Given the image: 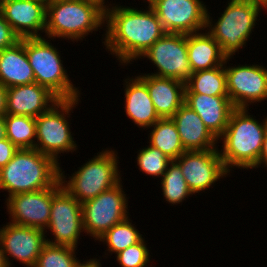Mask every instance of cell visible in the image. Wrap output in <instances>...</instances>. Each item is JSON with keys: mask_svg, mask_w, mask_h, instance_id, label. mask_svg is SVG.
Masks as SVG:
<instances>
[{"mask_svg": "<svg viewBox=\"0 0 267 267\" xmlns=\"http://www.w3.org/2000/svg\"><path fill=\"white\" fill-rule=\"evenodd\" d=\"M111 4L105 8L103 48L123 67L138 60L158 39L166 34L156 13L150 6Z\"/></svg>", "mask_w": 267, "mask_h": 267, "instance_id": "cell-1", "label": "cell"}, {"mask_svg": "<svg viewBox=\"0 0 267 267\" xmlns=\"http://www.w3.org/2000/svg\"><path fill=\"white\" fill-rule=\"evenodd\" d=\"M249 108H235L231 113L227 127L218 139L220 157L226 170L257 169L264 136L267 130V116L259 121L250 115Z\"/></svg>", "mask_w": 267, "mask_h": 267, "instance_id": "cell-2", "label": "cell"}, {"mask_svg": "<svg viewBox=\"0 0 267 267\" xmlns=\"http://www.w3.org/2000/svg\"><path fill=\"white\" fill-rule=\"evenodd\" d=\"M102 26V27H101ZM105 27V7L94 0H58L46 4L44 37L80 43ZM91 33V34H90Z\"/></svg>", "mask_w": 267, "mask_h": 267, "instance_id": "cell-3", "label": "cell"}, {"mask_svg": "<svg viewBox=\"0 0 267 267\" xmlns=\"http://www.w3.org/2000/svg\"><path fill=\"white\" fill-rule=\"evenodd\" d=\"M220 17L213 21L212 13L207 11L205 30L221 46L227 57H233L247 42L259 21L262 9L267 10L263 0H228ZM240 49V50H239Z\"/></svg>", "mask_w": 267, "mask_h": 267, "instance_id": "cell-4", "label": "cell"}, {"mask_svg": "<svg viewBox=\"0 0 267 267\" xmlns=\"http://www.w3.org/2000/svg\"><path fill=\"white\" fill-rule=\"evenodd\" d=\"M59 180L60 164L35 148L19 149L0 169V190L6 191L8 197L47 189Z\"/></svg>", "mask_w": 267, "mask_h": 267, "instance_id": "cell-5", "label": "cell"}, {"mask_svg": "<svg viewBox=\"0 0 267 267\" xmlns=\"http://www.w3.org/2000/svg\"><path fill=\"white\" fill-rule=\"evenodd\" d=\"M119 163L118 152L111 147L105 148L78 167L68 178L60 164V182L71 196L83 203L122 181Z\"/></svg>", "mask_w": 267, "mask_h": 267, "instance_id": "cell-6", "label": "cell"}, {"mask_svg": "<svg viewBox=\"0 0 267 267\" xmlns=\"http://www.w3.org/2000/svg\"><path fill=\"white\" fill-rule=\"evenodd\" d=\"M50 41L46 37L25 38L26 54L35 82L46 87L59 100L80 98L81 88L71 82L60 50Z\"/></svg>", "mask_w": 267, "mask_h": 267, "instance_id": "cell-7", "label": "cell"}, {"mask_svg": "<svg viewBox=\"0 0 267 267\" xmlns=\"http://www.w3.org/2000/svg\"><path fill=\"white\" fill-rule=\"evenodd\" d=\"M79 102L81 103L80 98L59 100L47 112L35 118V149L52 157L58 164L61 163L59 158L62 154L65 152L73 154L78 150L79 145L74 140L69 117Z\"/></svg>", "mask_w": 267, "mask_h": 267, "instance_id": "cell-8", "label": "cell"}, {"mask_svg": "<svg viewBox=\"0 0 267 267\" xmlns=\"http://www.w3.org/2000/svg\"><path fill=\"white\" fill-rule=\"evenodd\" d=\"M122 183L121 181L113 188L82 203L84 233L95 242L115 224L131 216L128 210L129 198Z\"/></svg>", "mask_w": 267, "mask_h": 267, "instance_id": "cell-9", "label": "cell"}, {"mask_svg": "<svg viewBox=\"0 0 267 267\" xmlns=\"http://www.w3.org/2000/svg\"><path fill=\"white\" fill-rule=\"evenodd\" d=\"M48 230V231H47ZM49 231L51 239L49 236ZM46 243L78 248L83 233L82 203H79L63 187L60 180L53 186L51 215L45 229ZM48 232V233H47Z\"/></svg>", "mask_w": 267, "mask_h": 267, "instance_id": "cell-10", "label": "cell"}, {"mask_svg": "<svg viewBox=\"0 0 267 267\" xmlns=\"http://www.w3.org/2000/svg\"><path fill=\"white\" fill-rule=\"evenodd\" d=\"M150 60L156 72L147 73L157 77L172 78L186 83L191 75L187 52V35L166 33L139 58Z\"/></svg>", "mask_w": 267, "mask_h": 267, "instance_id": "cell-11", "label": "cell"}, {"mask_svg": "<svg viewBox=\"0 0 267 267\" xmlns=\"http://www.w3.org/2000/svg\"><path fill=\"white\" fill-rule=\"evenodd\" d=\"M225 60L227 93L235 108H249L257 102L267 101V68L265 65L238 64L230 66ZM227 64L229 66H227Z\"/></svg>", "mask_w": 267, "mask_h": 267, "instance_id": "cell-12", "label": "cell"}, {"mask_svg": "<svg viewBox=\"0 0 267 267\" xmlns=\"http://www.w3.org/2000/svg\"><path fill=\"white\" fill-rule=\"evenodd\" d=\"M150 7L166 33L187 35L206 28L209 7L203 0H155Z\"/></svg>", "mask_w": 267, "mask_h": 267, "instance_id": "cell-13", "label": "cell"}, {"mask_svg": "<svg viewBox=\"0 0 267 267\" xmlns=\"http://www.w3.org/2000/svg\"><path fill=\"white\" fill-rule=\"evenodd\" d=\"M175 161L179 164L185 181L194 195L209 190L216 182L230 176L220 157L219 148L185 151Z\"/></svg>", "mask_w": 267, "mask_h": 267, "instance_id": "cell-14", "label": "cell"}, {"mask_svg": "<svg viewBox=\"0 0 267 267\" xmlns=\"http://www.w3.org/2000/svg\"><path fill=\"white\" fill-rule=\"evenodd\" d=\"M1 226L3 227H0V245L7 265L14 267L15 260L24 267H35L38 256L46 244L44 230L17 225L10 221Z\"/></svg>", "mask_w": 267, "mask_h": 267, "instance_id": "cell-15", "label": "cell"}, {"mask_svg": "<svg viewBox=\"0 0 267 267\" xmlns=\"http://www.w3.org/2000/svg\"><path fill=\"white\" fill-rule=\"evenodd\" d=\"M10 222L45 231L51 215L53 187L5 198Z\"/></svg>", "mask_w": 267, "mask_h": 267, "instance_id": "cell-16", "label": "cell"}, {"mask_svg": "<svg viewBox=\"0 0 267 267\" xmlns=\"http://www.w3.org/2000/svg\"><path fill=\"white\" fill-rule=\"evenodd\" d=\"M46 4L40 0H0V12L20 38L43 37Z\"/></svg>", "mask_w": 267, "mask_h": 267, "instance_id": "cell-17", "label": "cell"}, {"mask_svg": "<svg viewBox=\"0 0 267 267\" xmlns=\"http://www.w3.org/2000/svg\"><path fill=\"white\" fill-rule=\"evenodd\" d=\"M59 99L46 87L34 82L7 88L6 114L37 118Z\"/></svg>", "mask_w": 267, "mask_h": 267, "instance_id": "cell-18", "label": "cell"}, {"mask_svg": "<svg viewBox=\"0 0 267 267\" xmlns=\"http://www.w3.org/2000/svg\"><path fill=\"white\" fill-rule=\"evenodd\" d=\"M184 103L200 116L206 128L217 139L224 133L235 109L228 96L185 93Z\"/></svg>", "mask_w": 267, "mask_h": 267, "instance_id": "cell-19", "label": "cell"}, {"mask_svg": "<svg viewBox=\"0 0 267 267\" xmlns=\"http://www.w3.org/2000/svg\"><path fill=\"white\" fill-rule=\"evenodd\" d=\"M186 151L217 149L218 139L206 128L200 116L183 104L171 117Z\"/></svg>", "mask_w": 267, "mask_h": 267, "instance_id": "cell-20", "label": "cell"}, {"mask_svg": "<svg viewBox=\"0 0 267 267\" xmlns=\"http://www.w3.org/2000/svg\"><path fill=\"white\" fill-rule=\"evenodd\" d=\"M137 75L146 85L156 113L160 118H171L184 104L185 83L146 73Z\"/></svg>", "mask_w": 267, "mask_h": 267, "instance_id": "cell-21", "label": "cell"}, {"mask_svg": "<svg viewBox=\"0 0 267 267\" xmlns=\"http://www.w3.org/2000/svg\"><path fill=\"white\" fill-rule=\"evenodd\" d=\"M124 112L139 128L148 130L160 119L150 98L147 85L138 77L127 76L124 80Z\"/></svg>", "mask_w": 267, "mask_h": 267, "instance_id": "cell-22", "label": "cell"}, {"mask_svg": "<svg viewBox=\"0 0 267 267\" xmlns=\"http://www.w3.org/2000/svg\"><path fill=\"white\" fill-rule=\"evenodd\" d=\"M34 82V73L26 54L25 38H21L13 47L0 51V83L4 87Z\"/></svg>", "mask_w": 267, "mask_h": 267, "instance_id": "cell-23", "label": "cell"}, {"mask_svg": "<svg viewBox=\"0 0 267 267\" xmlns=\"http://www.w3.org/2000/svg\"><path fill=\"white\" fill-rule=\"evenodd\" d=\"M187 52L193 73L224 65L227 58L206 30L187 34Z\"/></svg>", "mask_w": 267, "mask_h": 267, "instance_id": "cell-24", "label": "cell"}, {"mask_svg": "<svg viewBox=\"0 0 267 267\" xmlns=\"http://www.w3.org/2000/svg\"><path fill=\"white\" fill-rule=\"evenodd\" d=\"M148 129L152 130L149 131L147 144L159 149L169 159L176 160L186 151L171 118H160Z\"/></svg>", "mask_w": 267, "mask_h": 267, "instance_id": "cell-25", "label": "cell"}, {"mask_svg": "<svg viewBox=\"0 0 267 267\" xmlns=\"http://www.w3.org/2000/svg\"><path fill=\"white\" fill-rule=\"evenodd\" d=\"M185 93L228 96L224 65L192 73L185 83Z\"/></svg>", "mask_w": 267, "mask_h": 267, "instance_id": "cell-26", "label": "cell"}, {"mask_svg": "<svg viewBox=\"0 0 267 267\" xmlns=\"http://www.w3.org/2000/svg\"><path fill=\"white\" fill-rule=\"evenodd\" d=\"M142 236L143 235L136 229V225L132 223L129 216L127 219L115 224L111 229L106 231L97 241L99 243L103 242V244L107 246L104 255L111 256L113 253L117 254L129 246L140 242L144 238ZM108 253H110V255Z\"/></svg>", "mask_w": 267, "mask_h": 267, "instance_id": "cell-27", "label": "cell"}, {"mask_svg": "<svg viewBox=\"0 0 267 267\" xmlns=\"http://www.w3.org/2000/svg\"><path fill=\"white\" fill-rule=\"evenodd\" d=\"M6 137L18 149H33L36 142V119L31 116L4 115Z\"/></svg>", "mask_w": 267, "mask_h": 267, "instance_id": "cell-28", "label": "cell"}, {"mask_svg": "<svg viewBox=\"0 0 267 267\" xmlns=\"http://www.w3.org/2000/svg\"><path fill=\"white\" fill-rule=\"evenodd\" d=\"M160 180L164 200L171 206L183 204L182 202L186 198L188 199L191 195H194L185 181L179 164L175 160L169 163Z\"/></svg>", "mask_w": 267, "mask_h": 267, "instance_id": "cell-29", "label": "cell"}, {"mask_svg": "<svg viewBox=\"0 0 267 267\" xmlns=\"http://www.w3.org/2000/svg\"><path fill=\"white\" fill-rule=\"evenodd\" d=\"M77 248L46 243L38 256L35 267H76L80 260Z\"/></svg>", "mask_w": 267, "mask_h": 267, "instance_id": "cell-30", "label": "cell"}, {"mask_svg": "<svg viewBox=\"0 0 267 267\" xmlns=\"http://www.w3.org/2000/svg\"><path fill=\"white\" fill-rule=\"evenodd\" d=\"M136 160L139 171L152 176L154 179L155 177L160 179L172 161L163 152L151 145L138 150Z\"/></svg>", "mask_w": 267, "mask_h": 267, "instance_id": "cell-31", "label": "cell"}, {"mask_svg": "<svg viewBox=\"0 0 267 267\" xmlns=\"http://www.w3.org/2000/svg\"><path fill=\"white\" fill-rule=\"evenodd\" d=\"M145 237L135 245L120 251L115 255L121 267H151V254Z\"/></svg>", "mask_w": 267, "mask_h": 267, "instance_id": "cell-32", "label": "cell"}, {"mask_svg": "<svg viewBox=\"0 0 267 267\" xmlns=\"http://www.w3.org/2000/svg\"><path fill=\"white\" fill-rule=\"evenodd\" d=\"M19 41H21V38L0 12V51L13 47Z\"/></svg>", "mask_w": 267, "mask_h": 267, "instance_id": "cell-33", "label": "cell"}, {"mask_svg": "<svg viewBox=\"0 0 267 267\" xmlns=\"http://www.w3.org/2000/svg\"><path fill=\"white\" fill-rule=\"evenodd\" d=\"M18 150L8 138L0 140V169L11 161Z\"/></svg>", "mask_w": 267, "mask_h": 267, "instance_id": "cell-34", "label": "cell"}, {"mask_svg": "<svg viewBox=\"0 0 267 267\" xmlns=\"http://www.w3.org/2000/svg\"><path fill=\"white\" fill-rule=\"evenodd\" d=\"M262 165V166H261ZM266 167L267 168V130L264 136V141L262 144L261 154L259 156V161L257 163V168Z\"/></svg>", "mask_w": 267, "mask_h": 267, "instance_id": "cell-35", "label": "cell"}, {"mask_svg": "<svg viewBox=\"0 0 267 267\" xmlns=\"http://www.w3.org/2000/svg\"><path fill=\"white\" fill-rule=\"evenodd\" d=\"M7 88L0 83V116L6 114Z\"/></svg>", "mask_w": 267, "mask_h": 267, "instance_id": "cell-36", "label": "cell"}, {"mask_svg": "<svg viewBox=\"0 0 267 267\" xmlns=\"http://www.w3.org/2000/svg\"><path fill=\"white\" fill-rule=\"evenodd\" d=\"M98 257V259L97 257H93L87 260L85 259L83 262L80 261L76 267H102L100 256Z\"/></svg>", "mask_w": 267, "mask_h": 267, "instance_id": "cell-37", "label": "cell"}, {"mask_svg": "<svg viewBox=\"0 0 267 267\" xmlns=\"http://www.w3.org/2000/svg\"><path fill=\"white\" fill-rule=\"evenodd\" d=\"M6 137V126L4 116H0V140Z\"/></svg>", "mask_w": 267, "mask_h": 267, "instance_id": "cell-38", "label": "cell"}, {"mask_svg": "<svg viewBox=\"0 0 267 267\" xmlns=\"http://www.w3.org/2000/svg\"><path fill=\"white\" fill-rule=\"evenodd\" d=\"M0 267H9L7 265V262H6V259H5V256H4V252L1 248V245H0Z\"/></svg>", "mask_w": 267, "mask_h": 267, "instance_id": "cell-39", "label": "cell"}, {"mask_svg": "<svg viewBox=\"0 0 267 267\" xmlns=\"http://www.w3.org/2000/svg\"><path fill=\"white\" fill-rule=\"evenodd\" d=\"M94 1L99 2V3H100L102 6H104L105 8L111 5V1H110V4H109L108 0H107V2H106V0H94ZM107 3H108V4H107Z\"/></svg>", "mask_w": 267, "mask_h": 267, "instance_id": "cell-40", "label": "cell"}, {"mask_svg": "<svg viewBox=\"0 0 267 267\" xmlns=\"http://www.w3.org/2000/svg\"><path fill=\"white\" fill-rule=\"evenodd\" d=\"M155 0H143L144 3H147L148 6H150Z\"/></svg>", "mask_w": 267, "mask_h": 267, "instance_id": "cell-41", "label": "cell"}]
</instances>
